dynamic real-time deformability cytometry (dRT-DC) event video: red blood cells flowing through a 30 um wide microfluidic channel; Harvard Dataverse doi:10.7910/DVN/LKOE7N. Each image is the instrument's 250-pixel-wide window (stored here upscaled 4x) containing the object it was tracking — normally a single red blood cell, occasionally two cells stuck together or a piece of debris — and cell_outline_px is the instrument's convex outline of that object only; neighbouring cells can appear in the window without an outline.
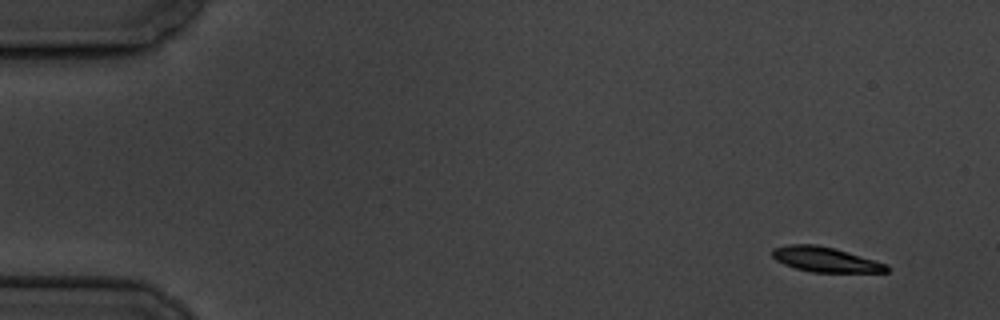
{"species": "common noctule bat (a hibernating species)", "species_latin": "Nyctalus noctula", "temperature_condition": "cold", "stored_images_in_passage": 14, "camera_frame_rate_fps": 3000, "um_per_image_px": 0.085, "animal": {"sex": "male", "body_mass_g": 19.5, "forearm_length_mm": 54.6}, "frame": {"image": 1, "passage_image": 1, "time_ms": 0.0, "image_size_px": [1000, 320], "cell_outline_px": [[888, 272], [812, 272], [796, 268], [784, 264], [776, 260], [772, 256], [772, 248], [788, 244], [816, 244], [848, 252], [888, 264]], "centroid_in_image_um": [70.14, 22.05], "position_along_channel_um": 14.9, "area_um2": 16.53}}